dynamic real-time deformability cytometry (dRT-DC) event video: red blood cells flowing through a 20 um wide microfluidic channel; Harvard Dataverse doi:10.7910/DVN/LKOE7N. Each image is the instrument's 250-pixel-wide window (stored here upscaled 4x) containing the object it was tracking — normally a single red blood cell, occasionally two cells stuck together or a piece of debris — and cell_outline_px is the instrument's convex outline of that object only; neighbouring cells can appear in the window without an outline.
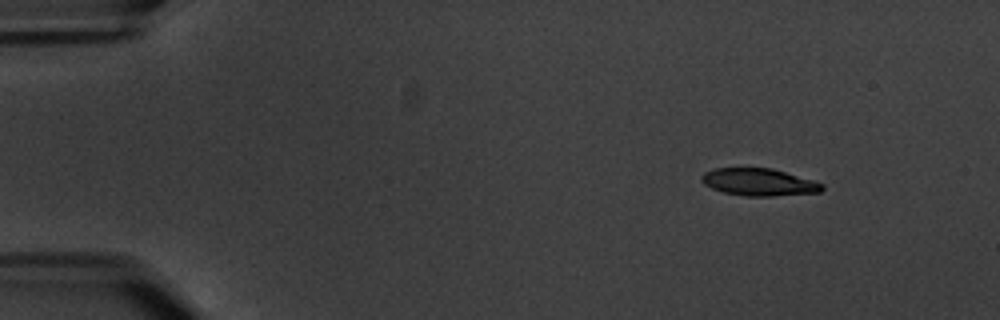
{"species": "common noctule bat (a hibernating species)", "species_latin": "Nyctalus noctula", "temperature_condition": "warm", "stored_images_in_passage": 5, "camera_frame_rate_fps": 3000, "um_per_image_px": 0.085, "animal": {"sex": "male", "body_mass_g": 20.1, "forearm_length_mm": 53.5}, "frame": {"image": 1, "passage_image": 2, "time_ms": 1.0, "image_size_px": [1000, 320], "cell_outline_px": [[824, 188], [820, 192], [772, 196], [748, 196], [724, 192], [712, 188], [704, 184], [700, 180], [700, 176], [704, 172], [712, 168], [772, 168], [816, 180], [824, 184]], "centroid_in_image_um": [64.53, 15.47], "position_along_channel_um": 20.5, "area_um2": 19.36}}
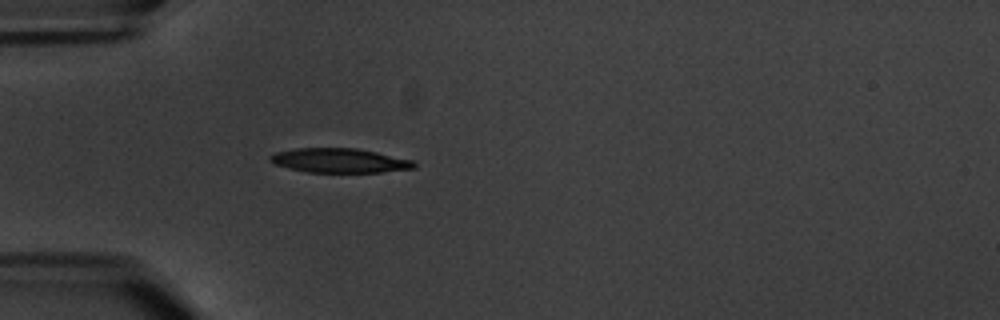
{"frame": {"image": 2, "passage_image": 5, "time_ms": 4.667, "image_size_px": [1000, 320], "cell_outline_px": [[416, 168], [380, 172], [308, 172], [288, 168], [276, 164], [268, 160], [268, 156], [276, 152], [296, 148], [356, 148], [376, 152], [412, 160], [416, 164]], "centroid_in_image_um": [28.83, 13.64], "position_along_channel_um": 56.2, "area_um2": 20.35}}